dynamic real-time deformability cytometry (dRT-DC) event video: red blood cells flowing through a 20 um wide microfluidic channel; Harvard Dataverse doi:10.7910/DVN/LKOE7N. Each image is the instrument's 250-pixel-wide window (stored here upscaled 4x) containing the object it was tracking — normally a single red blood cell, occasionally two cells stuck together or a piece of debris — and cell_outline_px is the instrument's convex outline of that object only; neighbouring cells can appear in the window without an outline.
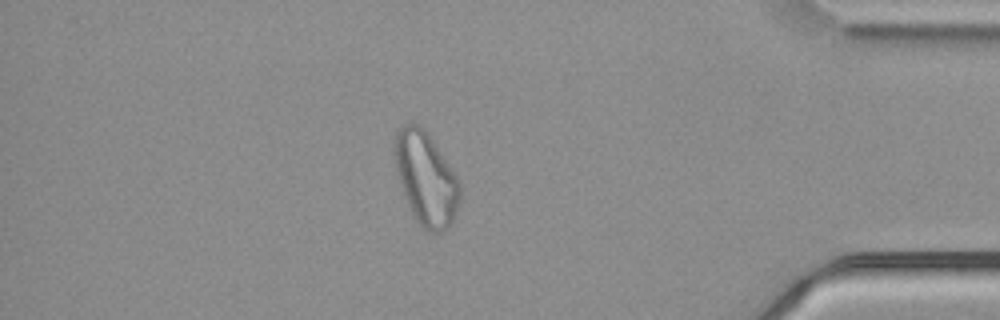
{"species": "common noctule bat (a hibernating species)", "species_latin": "Nyctalus noctula", "temperature_condition": "cold", "stored_images_in_passage": 52, "camera_frame_rate_fps": 3000, "um_per_image_px": 0.085, "animal": {"sex": "male", "body_mass_g": 21.5, "forearm_length_mm": 52.0}, "frame": {"image": 1, "passage_image": 45, "time_ms": 14.667, "image_size_px": [1000, 320], "cell_outline_px": [[460, 200], [452, 224], [448, 228], [440, 232], [432, 232], [424, 228], [416, 220], [404, 196], [396, 172], [392, 152], [392, 140], [396, 132], [404, 124], [416, 124], [424, 128], [428, 132], [456, 176], [460, 184]], "centroid_in_image_um": [36.17, 15.15], "position_along_channel_um": 399.0, "area_um2": 35.6}}